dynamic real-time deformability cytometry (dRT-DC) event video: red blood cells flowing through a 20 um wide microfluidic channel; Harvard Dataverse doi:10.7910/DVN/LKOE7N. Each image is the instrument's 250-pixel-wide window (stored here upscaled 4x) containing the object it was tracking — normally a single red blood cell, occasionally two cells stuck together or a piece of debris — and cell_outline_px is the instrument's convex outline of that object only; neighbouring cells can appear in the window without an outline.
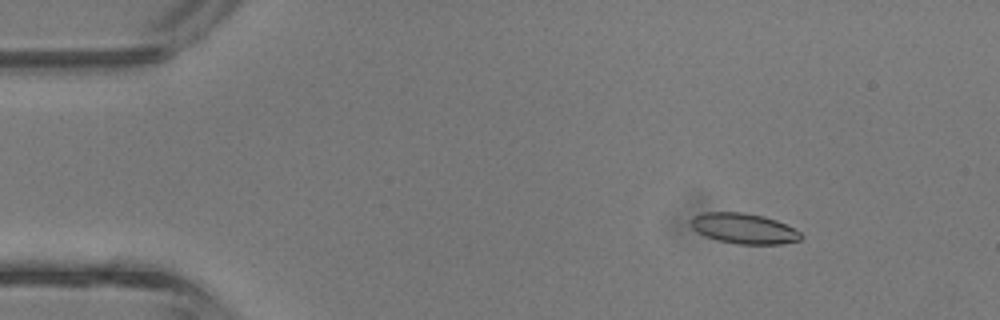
{"species": "common noctule bat (a hibernating species)", "species_latin": "Nyctalus noctula", "temperature_condition": "room temperature", "stored_images_in_passage": 4, "camera_frame_rate_fps": 3000, "um_per_image_px": 0.085, "animal": {"sex": "male", "body_mass_g": 13.3}, "frame": {"image": 1, "passage_image": 1, "time_ms": 0.0, "image_size_px": [1000, 320], "cell_outline_px": [[804, 236], [800, 240], [780, 244], [736, 244], [704, 236], [696, 232], [692, 228], [692, 216], [704, 212], [744, 212], [764, 216], [776, 220], [800, 232]], "centroid_in_image_um": [63.22, 19.42], "position_along_channel_um": 21.8, "area_um2": 19.48}}
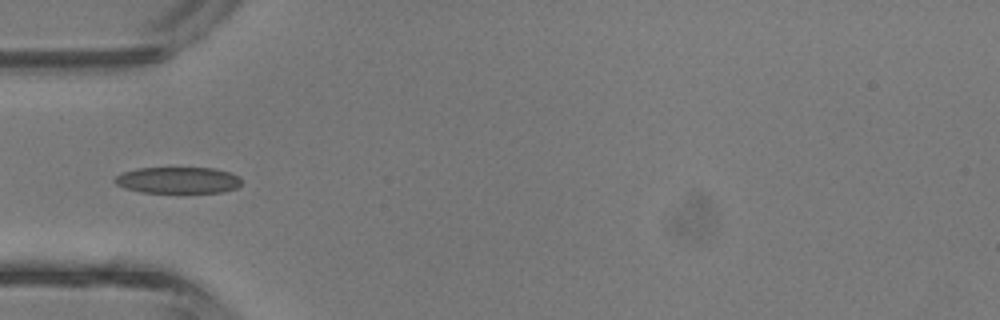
{"frame": {"image": 2, "passage_image": 3, "time_ms": 0.667, "image_size_px": [1000, 320], "cell_outline_px": [[240, 184], [236, 188], [224, 192], [140, 192], [124, 188], [116, 184], [112, 180], [116, 176], [124, 172], [136, 168], [212, 168], [228, 172], [236, 176], [240, 180]], "centroid_in_image_um": [15.07, 15.32], "position_along_channel_um": 69.9, "area_um2": 19.31}}
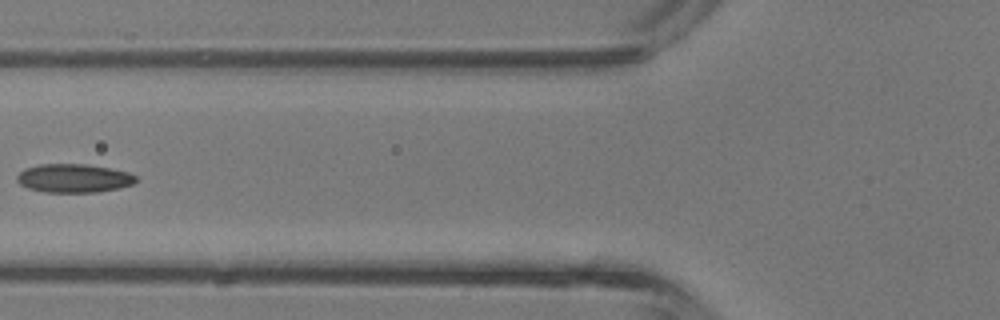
{"frame": {"image": 3, "passage_image": 4, "time_ms": 1.0, "image_size_px": [1000, 320], "cell_outline_px": [[136, 180], [132, 184], [120, 188], [100, 192], [44, 192], [28, 188], [20, 184], [16, 180], [16, 176], [24, 168], [40, 164], [84, 164], [108, 168], [128, 172], [136, 176]], "centroid_in_image_um": [6.24, 15.15], "position_along_channel_um": 119.6, "area_um2": 19.83}}